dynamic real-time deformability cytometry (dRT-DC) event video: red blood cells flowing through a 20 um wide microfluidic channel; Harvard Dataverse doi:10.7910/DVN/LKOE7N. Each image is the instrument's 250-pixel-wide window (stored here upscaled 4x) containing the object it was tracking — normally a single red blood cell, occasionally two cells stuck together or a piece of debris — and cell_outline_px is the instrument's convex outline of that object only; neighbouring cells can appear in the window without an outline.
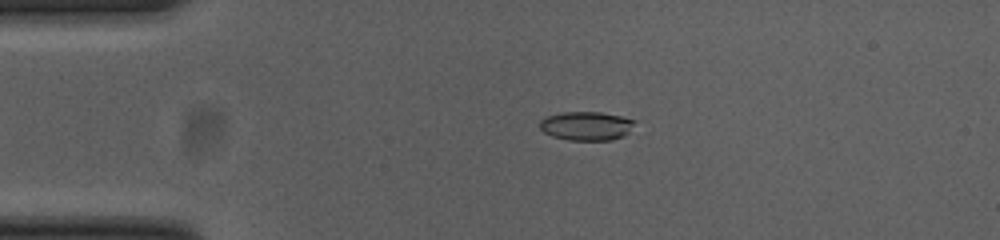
{"species": "common noctule bat (a hibernating species)", "species_latin": "Nyctalus noctula", "temperature_condition": "cold", "stored_images_in_passage": 51, "camera_frame_rate_fps": 3000, "um_per_image_px": 0.085, "animal": {"sex": "female", "body_mass_g": 23.0, "forearm_length_mm": 53.4}, "frame": {"image": 1, "passage_image": 8, "time_ms": 2.333, "image_size_px": [1000, 240], "cell_outline_px": [[636, 120], [628, 132], [624, 136], [612, 140], [568, 140], [552, 136], [544, 132], [540, 128], [540, 120], [548, 116], [564, 112], [600, 112], [620, 116]], "centroid_in_image_um": [49.84, 10.71], "position_along_channel_um": 35.2, "area_um2": 15.84}}
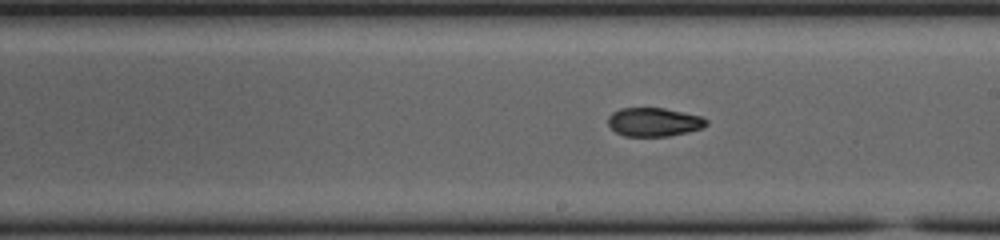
{"frame": {"image": 2, "passage_image": 27, "time_ms": 8.667, "image_size_px": [1000, 240], "cell_outline_px": [[708, 124], [704, 128], [688, 132], [668, 136], [624, 136], [616, 132], [608, 124], [608, 116], [612, 112], [620, 108], [664, 108], [700, 116], [708, 120]], "centroid_in_image_um": [55.59, 10.37], "position_along_channel_um": 233.4, "area_um2": 16.47}}
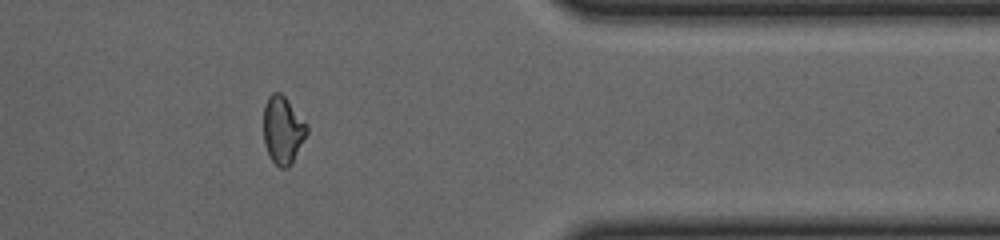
{"frame": {"image": 3, "passage_image": 41, "time_ms": 13.333, "image_size_px": [1000, 240], "cell_outline_px": [[308, 132], [288, 168], [280, 168], [272, 160], [264, 144], [264, 104], [268, 96], [272, 92], [280, 92], [284, 96], [308, 124]], "centroid_in_image_um": [24.03, 11.02], "position_along_channel_um": 387.4, "area_um2": 16.94}, "authors_computed_cell_mechanics": {"area_um2": 16.9932, "velocity_mm_per_s": 3.7228, "shape_relaxation_time_tau1_ms": null, "shape_relaxation_time_tau2_ms": 2.1027, "deformation_change_tau1": null, "deformation_change_tau2": 0.0694}}